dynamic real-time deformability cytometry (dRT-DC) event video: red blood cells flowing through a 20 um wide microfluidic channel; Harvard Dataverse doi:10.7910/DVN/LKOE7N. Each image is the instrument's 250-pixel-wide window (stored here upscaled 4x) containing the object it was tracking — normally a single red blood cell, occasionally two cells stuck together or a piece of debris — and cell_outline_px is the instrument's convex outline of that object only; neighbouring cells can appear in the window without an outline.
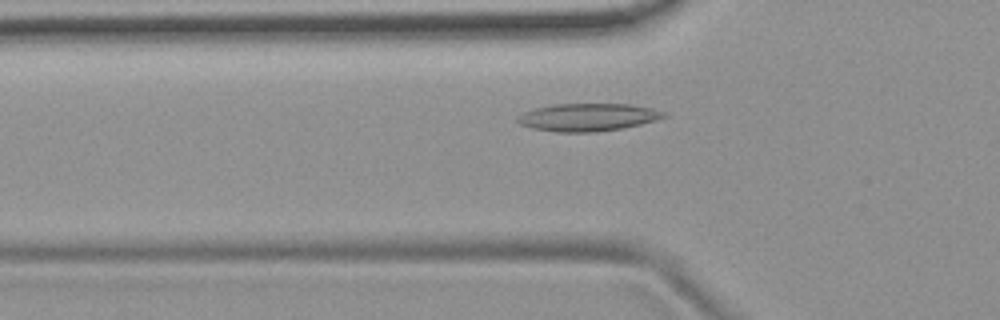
{"species": "common noctule bat (a hibernating species)", "species_latin": "Nyctalus noctula", "temperature_condition": "room temperature", "stored_images_in_passage": 49, "camera_frame_rate_fps": 3000, "um_per_image_px": 0.085, "animal": {"sex": "female", "body_mass_g": 19.9}, "frame": {"image": 1, "passage_image": 13, "time_ms": 4.0, "image_size_px": [1000, 320], "cell_outline_px": [[668, 116], [656, 120], [640, 124], [620, 128], [596, 132], [556, 132], [532, 128], [520, 124], [516, 120], [516, 116], [532, 108], [552, 104], [632, 104], [652, 108], [668, 112]], "centroid_in_image_um": [49.96, 9.95], "position_along_channel_um": 75.8, "area_um2": 23.81}}
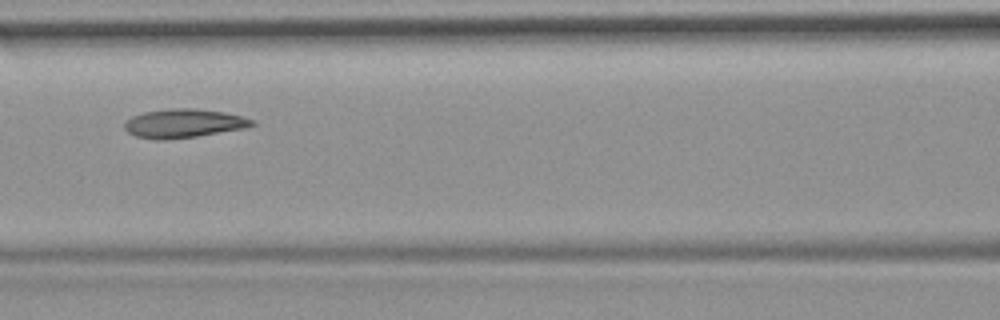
{"frame": {"image": 2, "passage_image": 19, "time_ms": 6.0, "image_size_px": [1000, 320], "cell_outline_px": [[256, 124], [248, 128], [196, 136], [164, 140], [156, 140], [136, 136], [128, 132], [124, 128], [124, 124], [132, 116], [144, 112], [168, 108], [196, 108], [224, 112], [256, 120]], "centroid_in_image_um": [15.64, 10.48], "position_along_channel_um": 151.0, "area_um2": 21.5}}
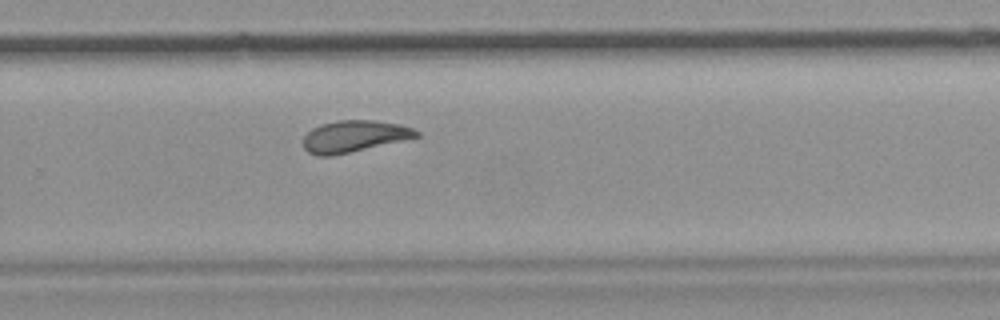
{"frame": {"image": 3, "passage_image": 31, "time_ms": 10.0, "image_size_px": [1000, 320], "cell_outline_px": [[420, 136], [332, 156], [316, 156], [308, 152], [304, 148], [304, 136], [312, 128], [320, 124], [340, 120], [376, 120], [400, 124], [412, 128], [420, 132]], "centroid_in_image_um": [30.08, 11.58], "position_along_channel_um": 299.7, "area_um2": 20.75}, "authors_computed_cell_mechanics": {"area_um2": 21.9062, "velocity_mm_per_s": 3.7314, "shape_relaxation_time_tau1_ms": 10.4395, "shape_relaxation_time_tau2_ms": 3.0632, "deformation_change_tau1": 0.2292, "deformation_change_tau2": 0.0707}}